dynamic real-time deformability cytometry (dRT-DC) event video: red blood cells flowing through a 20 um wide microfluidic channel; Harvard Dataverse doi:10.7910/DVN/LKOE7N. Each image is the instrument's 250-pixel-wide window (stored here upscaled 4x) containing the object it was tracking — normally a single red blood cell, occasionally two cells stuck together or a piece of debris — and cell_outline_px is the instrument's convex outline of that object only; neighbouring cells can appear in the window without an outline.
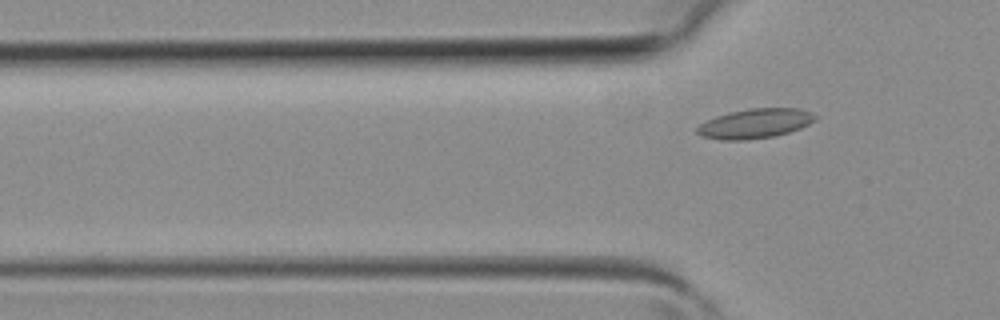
{"species": "common noctule bat (a hibernating species)", "species_latin": "Nyctalus noctula", "temperature_condition": "room temperature", "stored_images_in_passage": 4, "camera_frame_rate_fps": 3000, "um_per_image_px": 0.085, "animal": {"sex": "female", "body_mass_g": 19.3, "forearm_length_mm": 54.1}, "frame": {"image": 1, "passage_image": 4, "time_ms": 1.0, "image_size_px": [1000, 320], "cell_outline_px": [[816, 120], [800, 128], [776, 136], [744, 140], [720, 140], [700, 136], [696, 132], [696, 128], [700, 124], [716, 116], [728, 112], [748, 108], [800, 108], [812, 112], [816, 116]], "centroid_in_image_um": [64.17, 10.49], "position_along_channel_um": 61.6, "area_um2": 20.52}}